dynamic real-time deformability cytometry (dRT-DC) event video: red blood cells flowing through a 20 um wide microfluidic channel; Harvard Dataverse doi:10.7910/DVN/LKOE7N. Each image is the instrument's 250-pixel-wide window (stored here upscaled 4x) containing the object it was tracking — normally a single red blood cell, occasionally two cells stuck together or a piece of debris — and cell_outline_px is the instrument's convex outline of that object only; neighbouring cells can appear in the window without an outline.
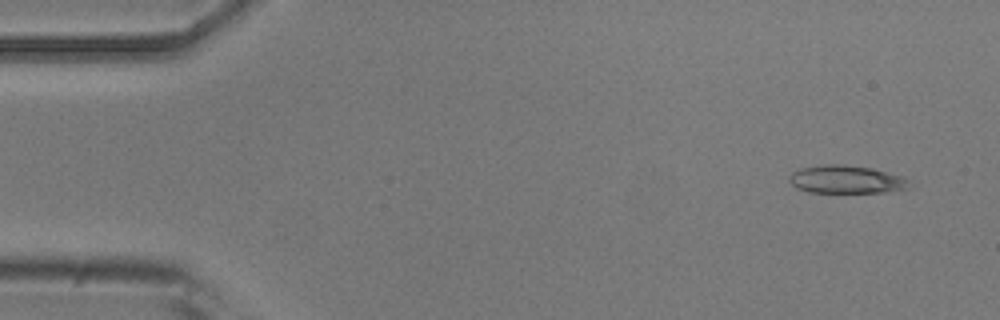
{"species": "common noctule bat (a hibernating species)", "species_latin": "Nyctalus noctula", "temperature_condition": "room temperature", "stored_images_in_passage": 52, "camera_frame_rate_fps": 3000, "um_per_image_px": 0.085, "animal": {"sex": "male", "body_mass_g": 20.5, "forearm_length_mm": 52.5}, "frame": {"image": 1, "passage_image": 3, "time_ms": 0.667, "image_size_px": [1000, 320], "cell_outline_px": [[908, 188], [884, 192], [808, 192], [796, 188], [788, 180], [788, 176], [792, 172], [800, 168], [824, 164], [840, 164], [872, 168], [904, 176], [908, 180]], "centroid_in_image_um": [71.89, 15.24], "position_along_channel_um": 13.1, "area_um2": 19.59}}
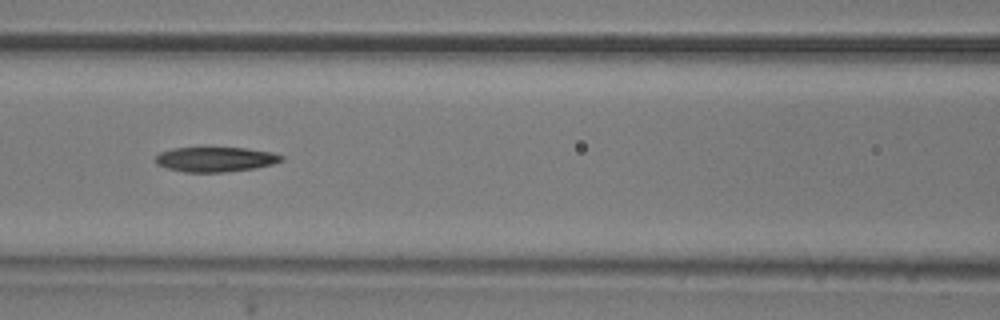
{"frame": {"image": 2, "passage_image": 22, "time_ms": 7.0, "image_size_px": [1000, 320], "cell_outline_px": [[284, 160], [272, 164], [256, 168], [224, 172], [184, 172], [168, 168], [156, 164], [156, 156], [160, 152], [172, 148], [204, 144], [244, 148], [272, 152], [284, 156]], "centroid_in_image_um": [18.29, 13.49], "position_along_channel_um": 148.3, "area_um2": 19.19}}
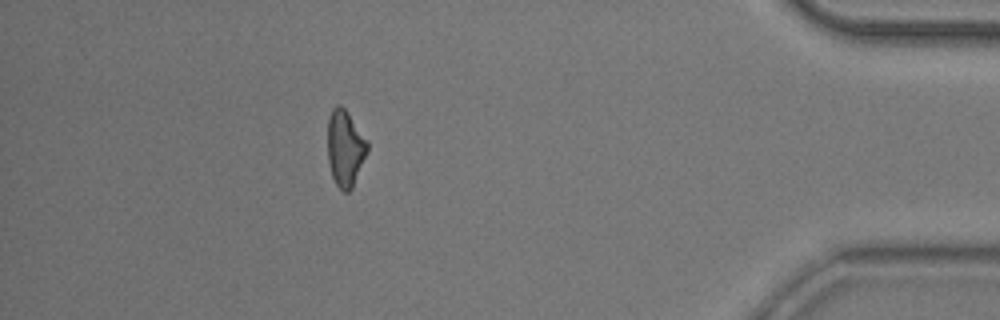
{"frame": {"image": 3, "passage_image": 46, "time_ms": 15.0, "image_size_px": [1000, 320], "cell_outline_px": [[368, 152], [352, 188], [348, 192], [344, 192], [336, 184], [332, 176], [328, 160], [328, 116], [332, 108], [336, 104], [340, 104], [344, 108], [368, 140]], "centroid_in_image_um": [29.34, 12.58], "position_along_channel_um": 405.9, "area_um2": 17.74}, "authors_computed_cell_mechanics": {"area_um2": 18.9584, "velocity_mm_per_s": 3.8371, "shape_relaxation_time_tau1_ms": 5.621, "shape_relaxation_time_tau2_ms": 8.2993, "deformation_change_tau1": 0.1635, "deformation_change_tau2": 0.2235}}